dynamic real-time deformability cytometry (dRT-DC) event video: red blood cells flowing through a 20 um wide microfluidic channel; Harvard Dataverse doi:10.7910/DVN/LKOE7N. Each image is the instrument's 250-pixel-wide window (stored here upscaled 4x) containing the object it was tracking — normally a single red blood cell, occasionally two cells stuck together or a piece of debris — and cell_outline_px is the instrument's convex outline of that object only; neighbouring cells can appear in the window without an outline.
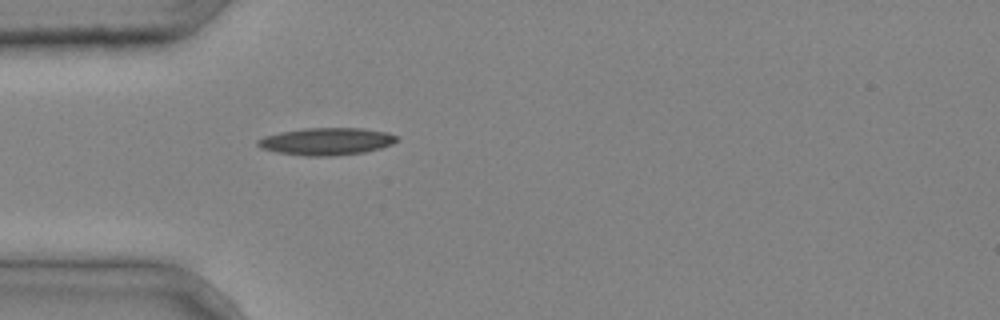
{"species": "common noctule bat (a hibernating species)", "species_latin": "Nyctalus noctula", "temperature_condition": "cold", "stored_images_in_passage": 28, "camera_frame_rate_fps": 3000, "um_per_image_px": 0.085, "animal": {"sex": "male", "body_mass_g": 20.4}, "frame": {"image": 1, "passage_image": 1, "time_ms": 0.0, "image_size_px": [1000, 320], "cell_outline_px": [[400, 140], [392, 144], [380, 148], [364, 152], [328, 156], [304, 156], [280, 152], [260, 148], [256, 144], [256, 140], [264, 136], [280, 132], [304, 128], [360, 128], [388, 132], [400, 136]], "centroid_in_image_um": [27.78, 12.01], "position_along_channel_um": 57.2, "area_um2": 22.2}}
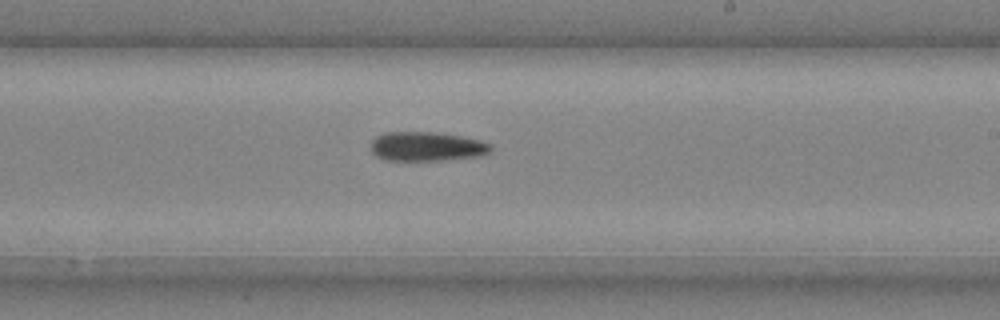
{"frame": {"image": 2, "passage_image": 14, "time_ms": 4.333, "image_size_px": [1000, 320], "cell_outline_px": [[492, 148], [488, 152], [480, 156], [440, 160], [384, 160], [376, 156], [372, 152], [372, 140], [376, 136], [384, 132], [436, 132], [460, 136], [480, 140], [492, 144]], "centroid_in_image_um": [36.26, 12.44], "position_along_channel_um": 252.7, "area_um2": 20.4}}
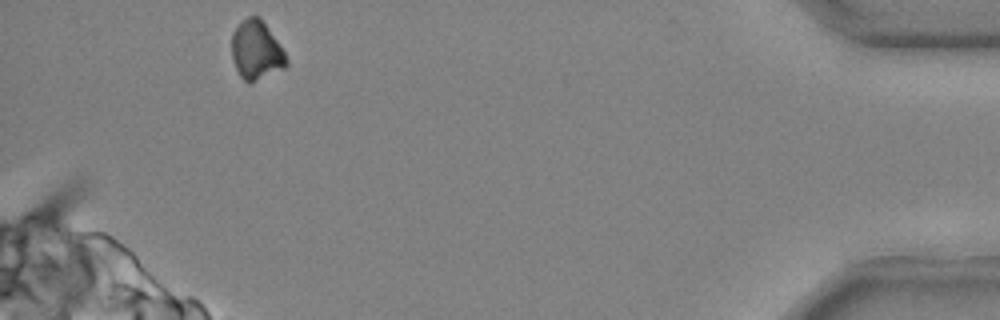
{"frame": {"image": 3, "passage_image": 28, "time_ms": 9.0, "image_size_px": [1000, 320], "cell_outline_px": [[288, 64], [284, 68], [248, 84], [240, 76], [232, 60], [232, 36], [236, 28], [248, 16], [256, 16], [264, 24], [276, 40], [284, 52], [288, 60]], "centroid_in_image_um": [21.77, 4.32], "position_along_channel_um": 413.4, "area_um2": 18.26}}